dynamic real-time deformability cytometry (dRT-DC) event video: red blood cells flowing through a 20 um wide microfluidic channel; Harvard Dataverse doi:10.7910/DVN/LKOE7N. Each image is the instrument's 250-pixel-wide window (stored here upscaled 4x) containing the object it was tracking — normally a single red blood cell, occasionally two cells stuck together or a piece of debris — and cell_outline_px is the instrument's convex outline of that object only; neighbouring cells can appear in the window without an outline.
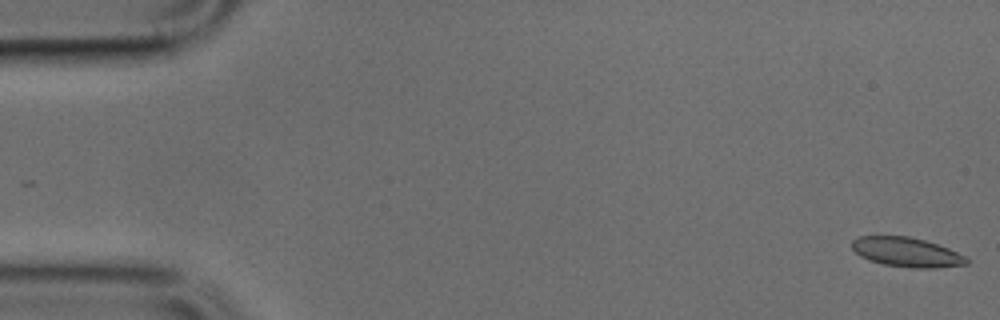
{"species": "common noctule bat (a hibernating species)", "species_latin": "Nyctalus noctula", "temperature_condition": "cold", "stored_images_in_passage": 49, "camera_frame_rate_fps": 3000, "um_per_image_px": 0.085, "animal": {"sex": "male", "body_mass_g": 17.9, "forearm_length_mm": 54.2}, "frame": {"image": 1, "passage_image": 1, "time_ms": 0.0, "image_size_px": [1000, 320], "cell_outline_px": [[968, 264], [936, 268], [912, 268], [884, 264], [868, 260], [860, 256], [852, 248], [852, 240], [860, 236], [908, 236], [924, 240], [948, 248], [964, 256], [968, 260]], "centroid_in_image_um": [77.04, 21.44], "position_along_channel_um": 8.0, "area_um2": 19.54}}
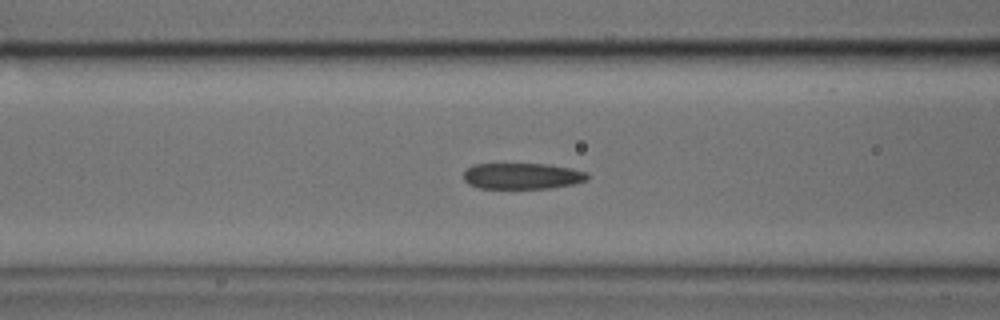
{"frame": {"image": 2, "passage_image": 19, "time_ms": 6.0, "image_size_px": [1000, 320], "cell_outline_px": [[588, 180], [572, 184], [548, 188], [480, 188], [468, 184], [464, 180], [464, 172], [472, 164], [548, 164], [572, 168], [588, 172]], "centroid_in_image_um": [44.4, 14.95], "position_along_channel_um": 122.2, "area_um2": 18.84}}
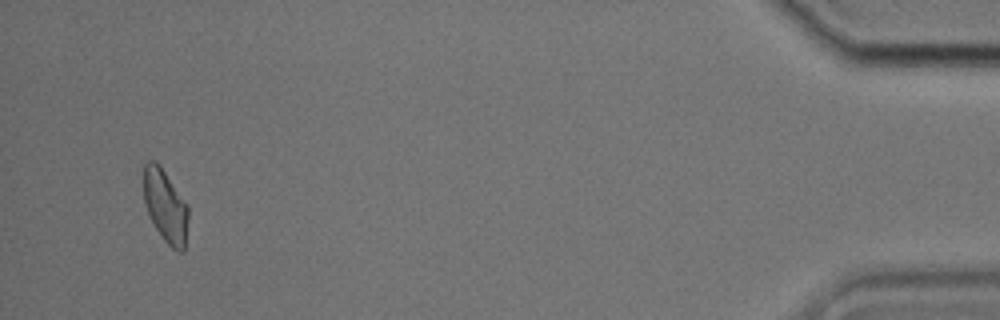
{"frame": {"image": 3, "passage_image": 47, "time_ms": 15.333, "image_size_px": [1000, 320], "cell_outline_px": [[188, 216], [184, 252], [176, 252], [164, 240], [156, 228], [144, 204], [144, 164], [148, 160], [156, 160], [188, 204]], "centroid_in_image_um": [14.07, 17.51], "position_along_channel_um": 421.1, "area_um2": 18.9}}